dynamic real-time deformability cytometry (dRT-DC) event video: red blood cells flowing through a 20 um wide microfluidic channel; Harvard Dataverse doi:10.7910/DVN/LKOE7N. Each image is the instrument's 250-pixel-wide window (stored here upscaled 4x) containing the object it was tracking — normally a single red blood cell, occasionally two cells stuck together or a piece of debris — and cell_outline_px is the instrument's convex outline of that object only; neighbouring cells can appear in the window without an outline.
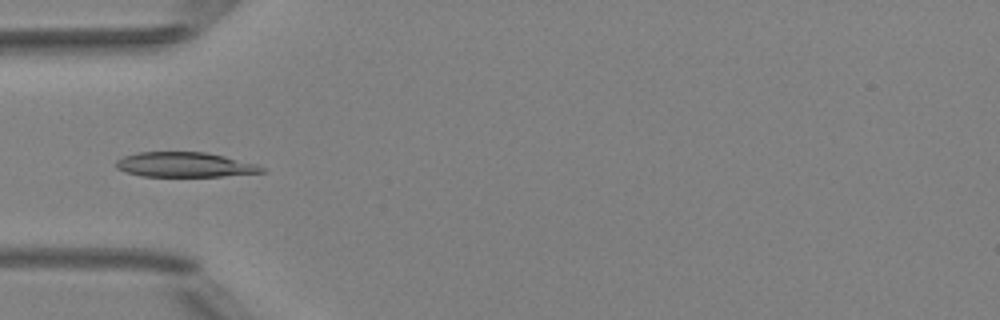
{"species": "Egyptian fruit bat (a non-hibernating species)", "species_latin": "Rousettus aegyptiacus", "temperature_condition": "room temperature", "stored_images_in_passage": 6, "camera_frame_rate_fps": 3000, "um_per_image_px": 0.085, "animal": {"sex": "female"}, "frame": {"image": 1, "passage_image": 4, "time_ms": 3.667, "image_size_px": [1000, 320], "cell_outline_px": [[268, 172], [224, 176], [140, 176], [116, 168], [116, 160], [124, 156], [136, 152], [204, 152], [224, 156], [256, 164], [264, 168]], "centroid_in_image_um": [15.71, 14.0], "position_along_channel_um": 69.3, "area_um2": 21.04}}
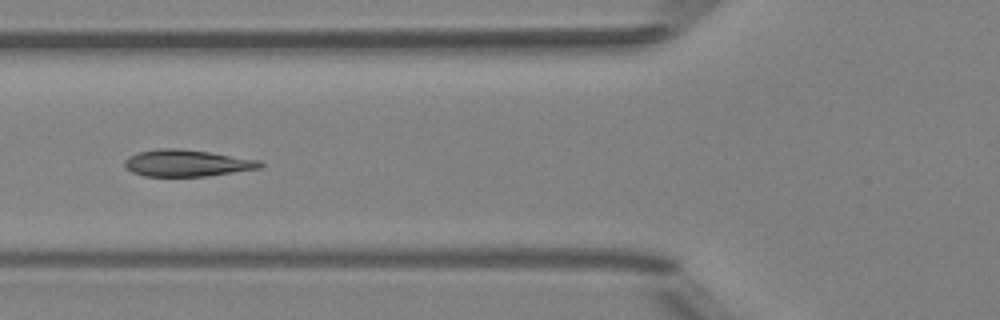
{"frame": {"image": 2, "passage_image": 5, "time_ms": 4.667, "image_size_px": [1000, 320], "cell_outline_px": [[264, 164], [260, 168], [208, 176], [144, 176], [132, 172], [124, 168], [124, 160], [128, 156], [140, 152], [160, 148], [180, 148], [212, 152], [260, 160]], "centroid_in_image_um": [15.88, 13.86], "position_along_channel_um": 109.9, "area_um2": 21.27}}
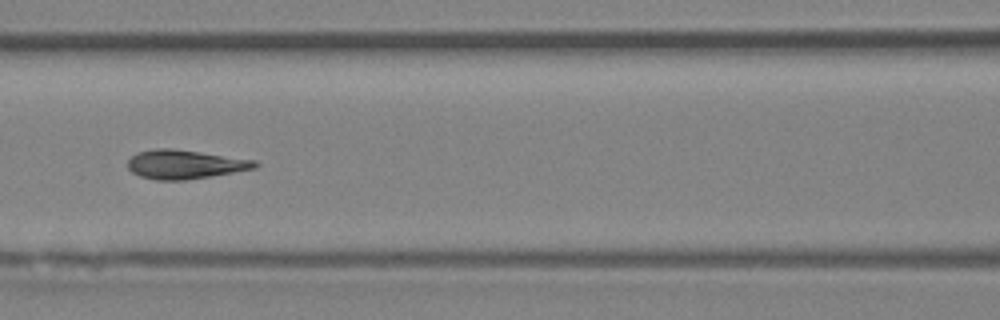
{"frame": {"image": 3, "passage_image": 6, "time_ms": 5.667, "image_size_px": [1000, 320], "cell_outline_px": [[260, 164], [256, 168], [184, 180], [156, 180], [140, 176], [132, 172], [128, 168], [128, 160], [136, 152], [156, 148], [172, 148], [256, 160]], "centroid_in_image_um": [15.69, 13.96], "position_along_channel_um": 150.9, "area_um2": 21.33}}